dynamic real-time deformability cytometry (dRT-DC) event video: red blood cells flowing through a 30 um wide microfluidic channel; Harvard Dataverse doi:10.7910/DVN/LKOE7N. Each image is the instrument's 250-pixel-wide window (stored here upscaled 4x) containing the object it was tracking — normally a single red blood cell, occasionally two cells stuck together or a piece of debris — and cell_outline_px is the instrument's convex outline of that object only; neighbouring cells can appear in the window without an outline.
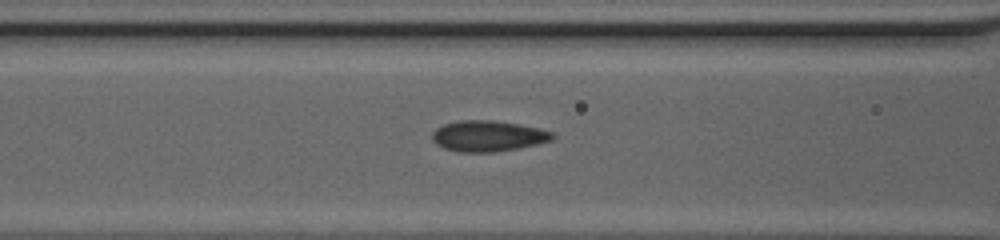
{"species": "common noctule bat (a hibernating species)", "species_latin": "Nyctalus noctula", "temperature_condition": "cold", "stored_images_in_passage": 14, "camera_frame_rate_fps": 3000, "um_per_image_px": 0.085, "animal": {"sex": "female", "body_mass_g": 20.0, "forearm_length_mm": 54.0}, "frame": {"image": 1, "passage_image": 12, "time_ms": 3.667, "image_size_px": [1000, 240], "cell_outline_px": [[556, 136], [552, 140], [520, 148], [496, 152], [456, 152], [444, 148], [436, 144], [432, 140], [432, 132], [436, 128], [444, 124], [460, 120], [492, 120], [520, 124], [540, 128], [552, 132]], "centroid_in_image_um": [41.48, 11.56], "position_along_channel_um": 125.1, "area_um2": 21.85}}